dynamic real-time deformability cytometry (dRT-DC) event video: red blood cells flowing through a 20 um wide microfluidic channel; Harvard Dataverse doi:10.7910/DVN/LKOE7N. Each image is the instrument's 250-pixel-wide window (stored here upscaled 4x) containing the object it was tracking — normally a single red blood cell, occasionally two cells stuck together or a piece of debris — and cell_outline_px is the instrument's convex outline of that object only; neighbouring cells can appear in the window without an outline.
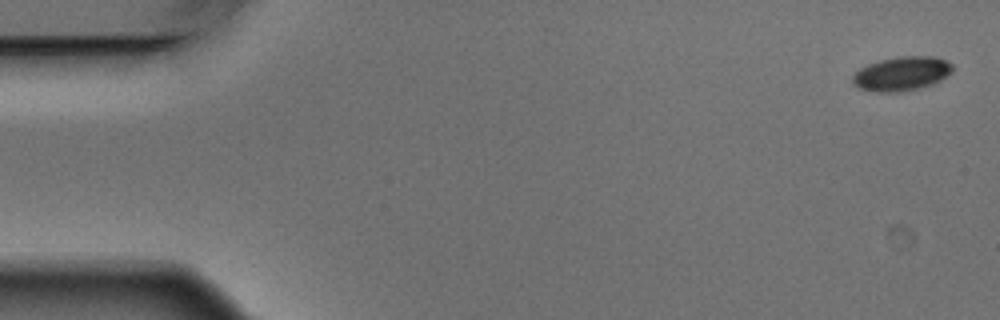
{"species": "Egyptian fruit bat (a non-hibernating species)", "species_latin": "Rousettus aegyptiacus", "temperature_condition": "warm", "stored_images_in_passage": 4, "camera_frame_rate_fps": 3000, "um_per_image_px": 0.085, "animal": {"sex": "male"}, "frame": {"image": 1, "passage_image": 1, "time_ms": 0.0, "image_size_px": [1000, 320], "cell_outline_px": [[952, 72], [940, 80], [932, 84], [920, 88], [900, 92], [876, 92], [856, 88], [852, 84], [852, 76], [860, 68], [868, 64], [880, 60], [900, 56], [936, 56], [952, 64]], "centroid_in_image_um": [76.61, 6.27], "position_along_channel_um": 8.4, "area_um2": 20.0}}